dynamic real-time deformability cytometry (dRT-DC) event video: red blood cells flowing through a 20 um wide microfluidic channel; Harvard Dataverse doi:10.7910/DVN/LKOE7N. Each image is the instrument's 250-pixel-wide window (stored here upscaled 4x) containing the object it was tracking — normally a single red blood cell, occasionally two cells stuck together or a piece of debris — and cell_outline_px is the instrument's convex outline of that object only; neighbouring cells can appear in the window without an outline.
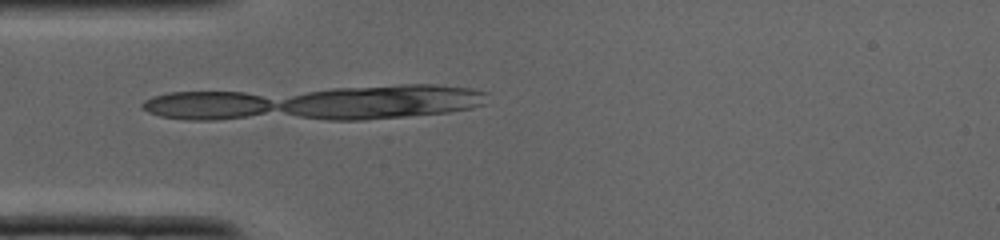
{"species": "common noctule bat (a hibernating species)", "species_latin": "Nyctalus noctula", "temperature_condition": "cold", "stored_images_in_passage": 11, "camera_frame_rate_fps": 3000, "um_per_image_px": 0.085, "animal": {"sex": "male", "body_mass_g": 19.0, "forearm_length_mm": 50.8}, "frame": {"image": 1, "passage_image": 10, "time_ms": 3.0, "image_size_px": [1000, 240], "cell_outline_px": [[272, 104], [268, 108], [260, 112], [240, 116], [168, 116], [156, 112], [148, 108], [144, 104], [160, 96], [180, 92], [236, 92], [256, 96]], "centroid_in_image_um": [17.66, 8.86], "position_along_channel_um": 67.3, "area_um2": 18.03}}